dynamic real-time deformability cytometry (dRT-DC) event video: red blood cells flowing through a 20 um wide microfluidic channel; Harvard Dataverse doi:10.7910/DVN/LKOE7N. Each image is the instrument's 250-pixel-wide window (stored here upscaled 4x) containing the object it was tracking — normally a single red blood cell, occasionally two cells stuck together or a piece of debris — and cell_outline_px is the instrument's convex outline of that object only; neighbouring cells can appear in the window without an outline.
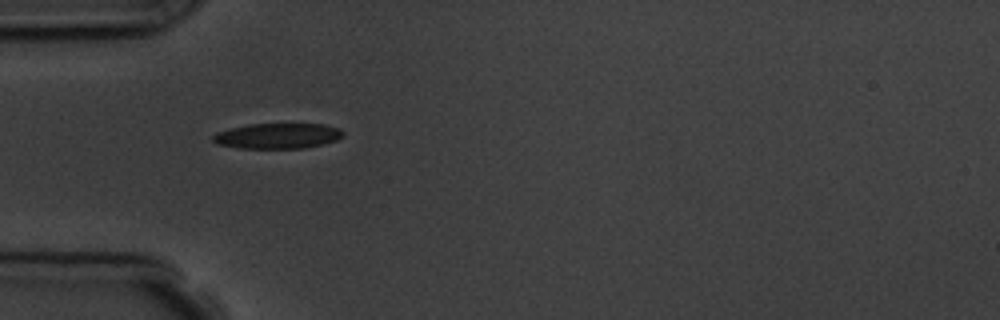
{"species": "common noctule bat (a hibernating species)", "species_latin": "Nyctalus noctula", "temperature_condition": "room temperature", "stored_images_in_passage": 1, "camera_frame_rate_fps": 3000, "um_per_image_px": 0.085, "animal": {"sex": "male", "body_mass_g": 19.5, "forearm_length_mm": 54.6}, "frame": {"image": 1, "passage_image": 1, "time_ms": 0.0, "image_size_px": [1000, 320], "cell_outline_px": [[344, 136], [336, 140], [304, 148], [240, 148], [216, 144], [212, 140], [212, 136], [216, 132], [228, 128], [248, 124], [324, 124], [340, 128], [344, 132]], "centroid_in_image_um": [23.57, 11.54], "position_along_channel_um": 61.4, "area_um2": 19.36}}